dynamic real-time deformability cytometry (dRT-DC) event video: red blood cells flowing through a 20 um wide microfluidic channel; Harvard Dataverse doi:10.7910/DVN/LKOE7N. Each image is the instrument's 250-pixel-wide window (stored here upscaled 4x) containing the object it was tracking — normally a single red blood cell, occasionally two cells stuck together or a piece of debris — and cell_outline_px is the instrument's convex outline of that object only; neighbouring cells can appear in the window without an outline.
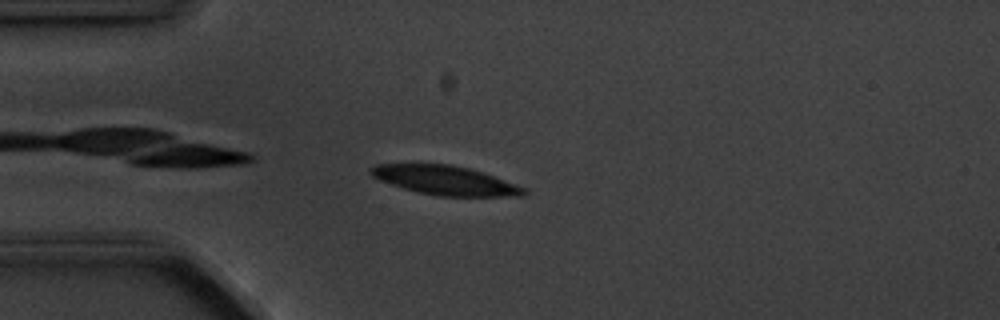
{"species": "common noctule bat (a hibernating species)", "species_latin": "Nyctalus noctula", "temperature_condition": "cold", "stored_images_in_passage": 5, "camera_frame_rate_fps": 3000, "um_per_image_px": 0.085, "animal": {"sex": "male", "body_mass_g": 20.1, "forearm_length_mm": 53.5}, "frame": {"image": 1, "passage_image": 5, "time_ms": 5.667, "image_size_px": [1000, 320], "cell_outline_px": [[528, 192], [524, 196], [436, 196], [404, 188], [380, 180], [372, 176], [368, 172], [368, 168], [376, 164], [452, 164], [468, 168], [492, 176], [524, 188]], "centroid_in_image_um": [37.79, 15.32], "position_along_channel_um": 47.2, "area_um2": 25.61}}